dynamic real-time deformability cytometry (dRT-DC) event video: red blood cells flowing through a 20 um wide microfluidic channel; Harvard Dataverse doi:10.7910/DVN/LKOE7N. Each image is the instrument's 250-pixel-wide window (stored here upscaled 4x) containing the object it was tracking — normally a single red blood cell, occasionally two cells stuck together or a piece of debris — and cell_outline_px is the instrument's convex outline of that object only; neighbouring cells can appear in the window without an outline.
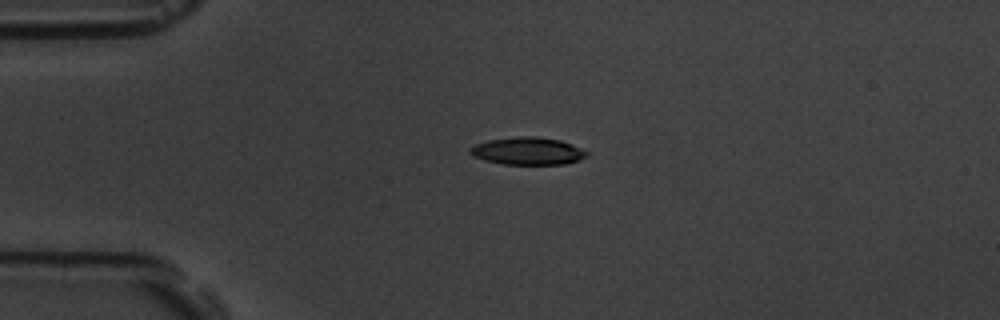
{"species": "common noctule bat (a hibernating species)", "species_latin": "Nyctalus noctula", "temperature_condition": "room temperature", "stored_images_in_passage": 4, "camera_frame_rate_fps": 3000, "um_per_image_px": 0.085, "animal": {"sex": "male", "body_mass_g": 19.5, "forearm_length_mm": 54.6}, "frame": {"image": 1, "passage_image": 3, "time_ms": 3.0, "image_size_px": [1000, 320], "cell_outline_px": [[588, 156], [580, 160], [564, 164], [504, 164], [484, 160], [472, 156], [468, 152], [468, 148], [476, 144], [488, 140], [520, 136], [536, 136], [560, 140], [572, 144], [588, 152]], "centroid_in_image_um": [44.84, 12.84], "position_along_channel_um": 40.2, "area_um2": 18.79}}